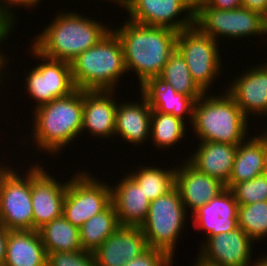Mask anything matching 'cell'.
<instances>
[{"label": "cell", "instance_id": "cell-1", "mask_svg": "<svg viewBox=\"0 0 267 266\" xmlns=\"http://www.w3.org/2000/svg\"><path fill=\"white\" fill-rule=\"evenodd\" d=\"M126 21L123 26L111 30L121 41L127 73L134 71L141 87L147 80L160 75L169 56L176 50L178 32Z\"/></svg>", "mask_w": 267, "mask_h": 266}, {"label": "cell", "instance_id": "cell-2", "mask_svg": "<svg viewBox=\"0 0 267 266\" xmlns=\"http://www.w3.org/2000/svg\"><path fill=\"white\" fill-rule=\"evenodd\" d=\"M72 11L58 12L52 22L33 37L31 46L42 56L70 63L111 30L110 25L101 23L102 20H91Z\"/></svg>", "mask_w": 267, "mask_h": 266}, {"label": "cell", "instance_id": "cell-3", "mask_svg": "<svg viewBox=\"0 0 267 266\" xmlns=\"http://www.w3.org/2000/svg\"><path fill=\"white\" fill-rule=\"evenodd\" d=\"M31 112L34 121L33 129L29 127L31 139H34L31 142L38 151L55 156L81 134L83 90L76 89L70 95L54 99Z\"/></svg>", "mask_w": 267, "mask_h": 266}, {"label": "cell", "instance_id": "cell-4", "mask_svg": "<svg viewBox=\"0 0 267 266\" xmlns=\"http://www.w3.org/2000/svg\"><path fill=\"white\" fill-rule=\"evenodd\" d=\"M223 90L220 95L204 93L195 102L190 127L193 128V133L199 141L238 145L250 136L248 133L251 128L250 120L241 111L234 98L225 89Z\"/></svg>", "mask_w": 267, "mask_h": 266}, {"label": "cell", "instance_id": "cell-5", "mask_svg": "<svg viewBox=\"0 0 267 266\" xmlns=\"http://www.w3.org/2000/svg\"><path fill=\"white\" fill-rule=\"evenodd\" d=\"M70 64L74 85L80 90H116L127 73L121 41L112 30Z\"/></svg>", "mask_w": 267, "mask_h": 266}, {"label": "cell", "instance_id": "cell-6", "mask_svg": "<svg viewBox=\"0 0 267 266\" xmlns=\"http://www.w3.org/2000/svg\"><path fill=\"white\" fill-rule=\"evenodd\" d=\"M194 26L217 42L227 37L229 40L267 37V19L262 14L244 7L220 10L209 7L203 0L194 4Z\"/></svg>", "mask_w": 267, "mask_h": 266}, {"label": "cell", "instance_id": "cell-7", "mask_svg": "<svg viewBox=\"0 0 267 266\" xmlns=\"http://www.w3.org/2000/svg\"><path fill=\"white\" fill-rule=\"evenodd\" d=\"M187 216L176 186L167 194L151 201L147 218L140 226L148 247L162 250L173 258L184 225H187Z\"/></svg>", "mask_w": 267, "mask_h": 266}, {"label": "cell", "instance_id": "cell-8", "mask_svg": "<svg viewBox=\"0 0 267 266\" xmlns=\"http://www.w3.org/2000/svg\"><path fill=\"white\" fill-rule=\"evenodd\" d=\"M216 40L201 33L195 26L177 34L176 50L188 65L193 81L208 93L217 77L222 75L220 46Z\"/></svg>", "mask_w": 267, "mask_h": 266}, {"label": "cell", "instance_id": "cell-9", "mask_svg": "<svg viewBox=\"0 0 267 266\" xmlns=\"http://www.w3.org/2000/svg\"><path fill=\"white\" fill-rule=\"evenodd\" d=\"M0 164V224L8 231L33 230L31 167L23 175Z\"/></svg>", "mask_w": 267, "mask_h": 266}, {"label": "cell", "instance_id": "cell-10", "mask_svg": "<svg viewBox=\"0 0 267 266\" xmlns=\"http://www.w3.org/2000/svg\"><path fill=\"white\" fill-rule=\"evenodd\" d=\"M78 171L67 181L62 215L80 228L111 204V186L87 170Z\"/></svg>", "mask_w": 267, "mask_h": 266}, {"label": "cell", "instance_id": "cell-11", "mask_svg": "<svg viewBox=\"0 0 267 266\" xmlns=\"http://www.w3.org/2000/svg\"><path fill=\"white\" fill-rule=\"evenodd\" d=\"M29 49L32 56L40 62L30 70H24L25 73L28 72L25 75L24 88L29 97L35 100L34 109L54 99L68 96L76 90L69 62L46 58L32 46Z\"/></svg>", "mask_w": 267, "mask_h": 266}, {"label": "cell", "instance_id": "cell-12", "mask_svg": "<svg viewBox=\"0 0 267 266\" xmlns=\"http://www.w3.org/2000/svg\"><path fill=\"white\" fill-rule=\"evenodd\" d=\"M123 9L129 15L128 20L142 25L166 27L177 32L194 26L191 0H127Z\"/></svg>", "mask_w": 267, "mask_h": 266}, {"label": "cell", "instance_id": "cell-13", "mask_svg": "<svg viewBox=\"0 0 267 266\" xmlns=\"http://www.w3.org/2000/svg\"><path fill=\"white\" fill-rule=\"evenodd\" d=\"M39 163H30L33 164L31 165L33 230H38L46 223L62 216L67 190V182H60Z\"/></svg>", "mask_w": 267, "mask_h": 266}, {"label": "cell", "instance_id": "cell-14", "mask_svg": "<svg viewBox=\"0 0 267 266\" xmlns=\"http://www.w3.org/2000/svg\"><path fill=\"white\" fill-rule=\"evenodd\" d=\"M198 256L207 262L221 266H254V241L237 227L228 233L205 237ZM252 258V259H251ZM253 264V265H252Z\"/></svg>", "mask_w": 267, "mask_h": 266}, {"label": "cell", "instance_id": "cell-15", "mask_svg": "<svg viewBox=\"0 0 267 266\" xmlns=\"http://www.w3.org/2000/svg\"><path fill=\"white\" fill-rule=\"evenodd\" d=\"M267 60V58H266ZM231 79L225 89L235 100L244 115L267 117V62L251 66ZM244 72V73H243ZM252 114V115H251Z\"/></svg>", "mask_w": 267, "mask_h": 266}, {"label": "cell", "instance_id": "cell-16", "mask_svg": "<svg viewBox=\"0 0 267 266\" xmlns=\"http://www.w3.org/2000/svg\"><path fill=\"white\" fill-rule=\"evenodd\" d=\"M178 165L175 170V186L180 192L187 213L191 211L192 215L226 189L222 181L198 171L186 159L181 166Z\"/></svg>", "mask_w": 267, "mask_h": 266}, {"label": "cell", "instance_id": "cell-17", "mask_svg": "<svg viewBox=\"0 0 267 266\" xmlns=\"http://www.w3.org/2000/svg\"><path fill=\"white\" fill-rule=\"evenodd\" d=\"M115 90H83V117L81 133L94 138L115 137V118L118 100Z\"/></svg>", "mask_w": 267, "mask_h": 266}, {"label": "cell", "instance_id": "cell-18", "mask_svg": "<svg viewBox=\"0 0 267 266\" xmlns=\"http://www.w3.org/2000/svg\"><path fill=\"white\" fill-rule=\"evenodd\" d=\"M148 248L140 227L120 226L93 255L97 266H123Z\"/></svg>", "mask_w": 267, "mask_h": 266}, {"label": "cell", "instance_id": "cell-19", "mask_svg": "<svg viewBox=\"0 0 267 266\" xmlns=\"http://www.w3.org/2000/svg\"><path fill=\"white\" fill-rule=\"evenodd\" d=\"M238 203L229 188L214 197L192 214L193 227L203 230L206 237L228 233L238 227Z\"/></svg>", "mask_w": 267, "mask_h": 266}, {"label": "cell", "instance_id": "cell-20", "mask_svg": "<svg viewBox=\"0 0 267 266\" xmlns=\"http://www.w3.org/2000/svg\"><path fill=\"white\" fill-rule=\"evenodd\" d=\"M111 188V203L121 226L140 227L146 220L150 200L128 174L121 176ZM116 185V186H115Z\"/></svg>", "mask_w": 267, "mask_h": 266}, {"label": "cell", "instance_id": "cell-21", "mask_svg": "<svg viewBox=\"0 0 267 266\" xmlns=\"http://www.w3.org/2000/svg\"><path fill=\"white\" fill-rule=\"evenodd\" d=\"M140 96L137 102H118L115 118V137L120 136L125 144L128 142L136 147L150 141L152 109L141 93Z\"/></svg>", "mask_w": 267, "mask_h": 266}, {"label": "cell", "instance_id": "cell-22", "mask_svg": "<svg viewBox=\"0 0 267 266\" xmlns=\"http://www.w3.org/2000/svg\"><path fill=\"white\" fill-rule=\"evenodd\" d=\"M139 90L147 99L152 110L172 114L185 122L188 120L187 124H192L196 102L193 98L178 93L171 84L164 82L159 77L147 80Z\"/></svg>", "mask_w": 267, "mask_h": 266}, {"label": "cell", "instance_id": "cell-23", "mask_svg": "<svg viewBox=\"0 0 267 266\" xmlns=\"http://www.w3.org/2000/svg\"><path fill=\"white\" fill-rule=\"evenodd\" d=\"M238 145L214 141H199L187 161L198 171L226 184L231 176ZM192 154V155H191Z\"/></svg>", "mask_w": 267, "mask_h": 266}, {"label": "cell", "instance_id": "cell-24", "mask_svg": "<svg viewBox=\"0 0 267 266\" xmlns=\"http://www.w3.org/2000/svg\"><path fill=\"white\" fill-rule=\"evenodd\" d=\"M3 266H47V252L38 230L8 231Z\"/></svg>", "mask_w": 267, "mask_h": 266}, {"label": "cell", "instance_id": "cell-25", "mask_svg": "<svg viewBox=\"0 0 267 266\" xmlns=\"http://www.w3.org/2000/svg\"><path fill=\"white\" fill-rule=\"evenodd\" d=\"M265 134L253 135L238 144L231 176L225 184L231 188L239 182L248 181L264 174Z\"/></svg>", "mask_w": 267, "mask_h": 266}, {"label": "cell", "instance_id": "cell-26", "mask_svg": "<svg viewBox=\"0 0 267 266\" xmlns=\"http://www.w3.org/2000/svg\"><path fill=\"white\" fill-rule=\"evenodd\" d=\"M38 232L47 254L83 250L80 228L74 226L63 215L43 225Z\"/></svg>", "mask_w": 267, "mask_h": 266}, {"label": "cell", "instance_id": "cell-27", "mask_svg": "<svg viewBox=\"0 0 267 266\" xmlns=\"http://www.w3.org/2000/svg\"><path fill=\"white\" fill-rule=\"evenodd\" d=\"M120 226L118 215L111 203L104 211L94 215L80 227L83 251L94 253Z\"/></svg>", "mask_w": 267, "mask_h": 266}, {"label": "cell", "instance_id": "cell-28", "mask_svg": "<svg viewBox=\"0 0 267 266\" xmlns=\"http://www.w3.org/2000/svg\"><path fill=\"white\" fill-rule=\"evenodd\" d=\"M137 170L128 175L143 189V192L150 201L155 200L159 196L167 194L175 187V170L173 166L161 168L153 166H139Z\"/></svg>", "mask_w": 267, "mask_h": 266}, {"label": "cell", "instance_id": "cell-29", "mask_svg": "<svg viewBox=\"0 0 267 266\" xmlns=\"http://www.w3.org/2000/svg\"><path fill=\"white\" fill-rule=\"evenodd\" d=\"M187 122L172 114H164L152 110L150 140L155 145V149H169L172 146L182 143L181 139L186 137Z\"/></svg>", "mask_w": 267, "mask_h": 266}, {"label": "cell", "instance_id": "cell-30", "mask_svg": "<svg viewBox=\"0 0 267 266\" xmlns=\"http://www.w3.org/2000/svg\"><path fill=\"white\" fill-rule=\"evenodd\" d=\"M158 77L171 84L178 93H183L195 101L204 95V92L193 81L187 63L177 50L169 56V60Z\"/></svg>", "mask_w": 267, "mask_h": 266}, {"label": "cell", "instance_id": "cell-31", "mask_svg": "<svg viewBox=\"0 0 267 266\" xmlns=\"http://www.w3.org/2000/svg\"><path fill=\"white\" fill-rule=\"evenodd\" d=\"M237 221L254 242L263 241L267 238V201L238 205Z\"/></svg>", "mask_w": 267, "mask_h": 266}, {"label": "cell", "instance_id": "cell-32", "mask_svg": "<svg viewBox=\"0 0 267 266\" xmlns=\"http://www.w3.org/2000/svg\"><path fill=\"white\" fill-rule=\"evenodd\" d=\"M230 191L238 205L267 201V177L263 174L254 179L236 183Z\"/></svg>", "mask_w": 267, "mask_h": 266}, {"label": "cell", "instance_id": "cell-33", "mask_svg": "<svg viewBox=\"0 0 267 266\" xmlns=\"http://www.w3.org/2000/svg\"><path fill=\"white\" fill-rule=\"evenodd\" d=\"M47 266H97V264L93 253L82 250L48 253Z\"/></svg>", "mask_w": 267, "mask_h": 266}, {"label": "cell", "instance_id": "cell-34", "mask_svg": "<svg viewBox=\"0 0 267 266\" xmlns=\"http://www.w3.org/2000/svg\"><path fill=\"white\" fill-rule=\"evenodd\" d=\"M174 258L168 253L154 248H148L140 256L127 261L123 266H173Z\"/></svg>", "mask_w": 267, "mask_h": 266}, {"label": "cell", "instance_id": "cell-35", "mask_svg": "<svg viewBox=\"0 0 267 266\" xmlns=\"http://www.w3.org/2000/svg\"><path fill=\"white\" fill-rule=\"evenodd\" d=\"M41 0H0V22L9 30L13 31V28L16 24L17 17L15 16L14 9L15 6L26 7L29 10L39 5L38 3ZM14 8H13V7ZM13 8V9H12ZM16 19V20H15Z\"/></svg>", "mask_w": 267, "mask_h": 266}, {"label": "cell", "instance_id": "cell-36", "mask_svg": "<svg viewBox=\"0 0 267 266\" xmlns=\"http://www.w3.org/2000/svg\"><path fill=\"white\" fill-rule=\"evenodd\" d=\"M209 7L220 10H233L242 7V0H203Z\"/></svg>", "mask_w": 267, "mask_h": 266}, {"label": "cell", "instance_id": "cell-37", "mask_svg": "<svg viewBox=\"0 0 267 266\" xmlns=\"http://www.w3.org/2000/svg\"><path fill=\"white\" fill-rule=\"evenodd\" d=\"M11 32H13L12 30H9V29H7L1 36H0V47H2L1 46V43L2 42H4V40H7L8 38H9V36L11 35L10 33ZM9 35V36H8ZM5 55V56H4ZM6 57H8L7 56V54H4L2 51H0V85H3V76H4V78L7 80V74H8V71H9V69L7 70V72H6V68H9V67H7V64L10 62L11 63V61H8L9 59H7ZM8 62V63H7ZM6 67V68H5ZM6 73V75H4ZM2 75V76H1ZM2 81V82H1ZM0 92H1V88H0Z\"/></svg>", "mask_w": 267, "mask_h": 266}, {"label": "cell", "instance_id": "cell-38", "mask_svg": "<svg viewBox=\"0 0 267 266\" xmlns=\"http://www.w3.org/2000/svg\"><path fill=\"white\" fill-rule=\"evenodd\" d=\"M242 7L258 12L267 18V0H242Z\"/></svg>", "mask_w": 267, "mask_h": 266}, {"label": "cell", "instance_id": "cell-39", "mask_svg": "<svg viewBox=\"0 0 267 266\" xmlns=\"http://www.w3.org/2000/svg\"><path fill=\"white\" fill-rule=\"evenodd\" d=\"M8 230L0 224V266H3L6 258Z\"/></svg>", "mask_w": 267, "mask_h": 266}, {"label": "cell", "instance_id": "cell-40", "mask_svg": "<svg viewBox=\"0 0 267 266\" xmlns=\"http://www.w3.org/2000/svg\"><path fill=\"white\" fill-rule=\"evenodd\" d=\"M192 266H221L217 264H213L210 262L205 261L204 259H201L199 256L196 257L195 263L193 262Z\"/></svg>", "mask_w": 267, "mask_h": 266}, {"label": "cell", "instance_id": "cell-41", "mask_svg": "<svg viewBox=\"0 0 267 266\" xmlns=\"http://www.w3.org/2000/svg\"><path fill=\"white\" fill-rule=\"evenodd\" d=\"M264 256V257H263ZM255 260L254 266H267V253Z\"/></svg>", "mask_w": 267, "mask_h": 266}, {"label": "cell", "instance_id": "cell-42", "mask_svg": "<svg viewBox=\"0 0 267 266\" xmlns=\"http://www.w3.org/2000/svg\"><path fill=\"white\" fill-rule=\"evenodd\" d=\"M106 1L108 2L110 1L111 5H112V2H115V4L117 3L119 8L120 7L123 8L127 2V0H106Z\"/></svg>", "mask_w": 267, "mask_h": 266}, {"label": "cell", "instance_id": "cell-43", "mask_svg": "<svg viewBox=\"0 0 267 266\" xmlns=\"http://www.w3.org/2000/svg\"><path fill=\"white\" fill-rule=\"evenodd\" d=\"M264 175L267 177V136L265 135V169Z\"/></svg>", "mask_w": 267, "mask_h": 266}, {"label": "cell", "instance_id": "cell-44", "mask_svg": "<svg viewBox=\"0 0 267 266\" xmlns=\"http://www.w3.org/2000/svg\"><path fill=\"white\" fill-rule=\"evenodd\" d=\"M7 30V28L0 22V36Z\"/></svg>", "mask_w": 267, "mask_h": 266}, {"label": "cell", "instance_id": "cell-45", "mask_svg": "<svg viewBox=\"0 0 267 266\" xmlns=\"http://www.w3.org/2000/svg\"><path fill=\"white\" fill-rule=\"evenodd\" d=\"M266 128L261 129V131L263 130V133L267 136V126H265ZM265 130V131H264Z\"/></svg>", "mask_w": 267, "mask_h": 266}, {"label": "cell", "instance_id": "cell-46", "mask_svg": "<svg viewBox=\"0 0 267 266\" xmlns=\"http://www.w3.org/2000/svg\"><path fill=\"white\" fill-rule=\"evenodd\" d=\"M194 4L202 0H191Z\"/></svg>", "mask_w": 267, "mask_h": 266}]
</instances>
